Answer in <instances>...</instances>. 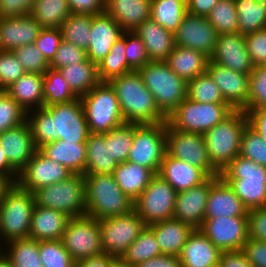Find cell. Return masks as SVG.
<instances>
[{
    "label": "cell",
    "mask_w": 266,
    "mask_h": 267,
    "mask_svg": "<svg viewBox=\"0 0 266 267\" xmlns=\"http://www.w3.org/2000/svg\"><path fill=\"white\" fill-rule=\"evenodd\" d=\"M32 111L27 112L26 121L37 149L57 140L74 144L88 140L90 131L80 97Z\"/></svg>",
    "instance_id": "cell-1"
},
{
    "label": "cell",
    "mask_w": 266,
    "mask_h": 267,
    "mask_svg": "<svg viewBox=\"0 0 266 267\" xmlns=\"http://www.w3.org/2000/svg\"><path fill=\"white\" fill-rule=\"evenodd\" d=\"M108 83L117 95L125 123L142 125L166 122L167 117L159 110L138 70L114 77Z\"/></svg>",
    "instance_id": "cell-2"
},
{
    "label": "cell",
    "mask_w": 266,
    "mask_h": 267,
    "mask_svg": "<svg viewBox=\"0 0 266 267\" xmlns=\"http://www.w3.org/2000/svg\"><path fill=\"white\" fill-rule=\"evenodd\" d=\"M86 214L97 220L125 215L133 210V200L119 187L113 174L84 175Z\"/></svg>",
    "instance_id": "cell-3"
},
{
    "label": "cell",
    "mask_w": 266,
    "mask_h": 267,
    "mask_svg": "<svg viewBox=\"0 0 266 267\" xmlns=\"http://www.w3.org/2000/svg\"><path fill=\"white\" fill-rule=\"evenodd\" d=\"M249 125L244 110H234L227 118L203 135L212 166L221 173L240 153L244 130Z\"/></svg>",
    "instance_id": "cell-4"
},
{
    "label": "cell",
    "mask_w": 266,
    "mask_h": 267,
    "mask_svg": "<svg viewBox=\"0 0 266 267\" xmlns=\"http://www.w3.org/2000/svg\"><path fill=\"white\" fill-rule=\"evenodd\" d=\"M220 177L248 210L266 207V167L238 155Z\"/></svg>",
    "instance_id": "cell-5"
},
{
    "label": "cell",
    "mask_w": 266,
    "mask_h": 267,
    "mask_svg": "<svg viewBox=\"0 0 266 267\" xmlns=\"http://www.w3.org/2000/svg\"><path fill=\"white\" fill-rule=\"evenodd\" d=\"M138 72L166 117L187 98V82L177 76L165 61H150Z\"/></svg>",
    "instance_id": "cell-6"
},
{
    "label": "cell",
    "mask_w": 266,
    "mask_h": 267,
    "mask_svg": "<svg viewBox=\"0 0 266 267\" xmlns=\"http://www.w3.org/2000/svg\"><path fill=\"white\" fill-rule=\"evenodd\" d=\"M34 208L33 193L13 183L0 205V241L28 238Z\"/></svg>",
    "instance_id": "cell-7"
},
{
    "label": "cell",
    "mask_w": 266,
    "mask_h": 267,
    "mask_svg": "<svg viewBox=\"0 0 266 267\" xmlns=\"http://www.w3.org/2000/svg\"><path fill=\"white\" fill-rule=\"evenodd\" d=\"M81 98L90 133L104 134L124 124L114 89L100 82Z\"/></svg>",
    "instance_id": "cell-8"
},
{
    "label": "cell",
    "mask_w": 266,
    "mask_h": 267,
    "mask_svg": "<svg viewBox=\"0 0 266 267\" xmlns=\"http://www.w3.org/2000/svg\"><path fill=\"white\" fill-rule=\"evenodd\" d=\"M35 205L62 211L68 216L86 214L84 175L73 174L67 180L42 187L33 192Z\"/></svg>",
    "instance_id": "cell-9"
},
{
    "label": "cell",
    "mask_w": 266,
    "mask_h": 267,
    "mask_svg": "<svg viewBox=\"0 0 266 267\" xmlns=\"http://www.w3.org/2000/svg\"><path fill=\"white\" fill-rule=\"evenodd\" d=\"M233 111L228 104L200 103L186 98L167 117L166 123L178 131L204 134Z\"/></svg>",
    "instance_id": "cell-10"
},
{
    "label": "cell",
    "mask_w": 266,
    "mask_h": 267,
    "mask_svg": "<svg viewBox=\"0 0 266 267\" xmlns=\"http://www.w3.org/2000/svg\"><path fill=\"white\" fill-rule=\"evenodd\" d=\"M166 128V122L142 125L134 123V140L127 161L158 174L166 154Z\"/></svg>",
    "instance_id": "cell-11"
},
{
    "label": "cell",
    "mask_w": 266,
    "mask_h": 267,
    "mask_svg": "<svg viewBox=\"0 0 266 267\" xmlns=\"http://www.w3.org/2000/svg\"><path fill=\"white\" fill-rule=\"evenodd\" d=\"M177 191L156 174L144 191L133 201V210L148 226L171 219L174 214Z\"/></svg>",
    "instance_id": "cell-12"
},
{
    "label": "cell",
    "mask_w": 266,
    "mask_h": 267,
    "mask_svg": "<svg viewBox=\"0 0 266 267\" xmlns=\"http://www.w3.org/2000/svg\"><path fill=\"white\" fill-rule=\"evenodd\" d=\"M146 226L134 210L125 215L100 219L103 252L120 260Z\"/></svg>",
    "instance_id": "cell-13"
},
{
    "label": "cell",
    "mask_w": 266,
    "mask_h": 267,
    "mask_svg": "<svg viewBox=\"0 0 266 267\" xmlns=\"http://www.w3.org/2000/svg\"><path fill=\"white\" fill-rule=\"evenodd\" d=\"M61 241L75 261L104 253L99 220L87 215L70 218Z\"/></svg>",
    "instance_id": "cell-14"
},
{
    "label": "cell",
    "mask_w": 266,
    "mask_h": 267,
    "mask_svg": "<svg viewBox=\"0 0 266 267\" xmlns=\"http://www.w3.org/2000/svg\"><path fill=\"white\" fill-rule=\"evenodd\" d=\"M166 153L169 156L200 168L209 177L220 176V173L210 162L201 133L178 131L167 125Z\"/></svg>",
    "instance_id": "cell-15"
},
{
    "label": "cell",
    "mask_w": 266,
    "mask_h": 267,
    "mask_svg": "<svg viewBox=\"0 0 266 267\" xmlns=\"http://www.w3.org/2000/svg\"><path fill=\"white\" fill-rule=\"evenodd\" d=\"M199 230L220 250H242L248 240V217H227L204 219Z\"/></svg>",
    "instance_id": "cell-16"
},
{
    "label": "cell",
    "mask_w": 266,
    "mask_h": 267,
    "mask_svg": "<svg viewBox=\"0 0 266 267\" xmlns=\"http://www.w3.org/2000/svg\"><path fill=\"white\" fill-rule=\"evenodd\" d=\"M73 173L64 165L45 156L39 149L19 171L16 183L33 193L60 181L67 180Z\"/></svg>",
    "instance_id": "cell-17"
},
{
    "label": "cell",
    "mask_w": 266,
    "mask_h": 267,
    "mask_svg": "<svg viewBox=\"0 0 266 267\" xmlns=\"http://www.w3.org/2000/svg\"><path fill=\"white\" fill-rule=\"evenodd\" d=\"M217 31L207 17L187 13L174 33L175 45L204 53L209 58L217 43Z\"/></svg>",
    "instance_id": "cell-18"
},
{
    "label": "cell",
    "mask_w": 266,
    "mask_h": 267,
    "mask_svg": "<svg viewBox=\"0 0 266 267\" xmlns=\"http://www.w3.org/2000/svg\"><path fill=\"white\" fill-rule=\"evenodd\" d=\"M219 177L211 176L198 186L177 192L172 218L190 225L193 229H199L205 217L210 186Z\"/></svg>",
    "instance_id": "cell-19"
},
{
    "label": "cell",
    "mask_w": 266,
    "mask_h": 267,
    "mask_svg": "<svg viewBox=\"0 0 266 267\" xmlns=\"http://www.w3.org/2000/svg\"><path fill=\"white\" fill-rule=\"evenodd\" d=\"M209 60L242 74L250 75L254 69L246 48L245 35L239 32L218 35Z\"/></svg>",
    "instance_id": "cell-20"
},
{
    "label": "cell",
    "mask_w": 266,
    "mask_h": 267,
    "mask_svg": "<svg viewBox=\"0 0 266 267\" xmlns=\"http://www.w3.org/2000/svg\"><path fill=\"white\" fill-rule=\"evenodd\" d=\"M221 90L233 110H243L248 104L249 75L208 61L206 71Z\"/></svg>",
    "instance_id": "cell-21"
},
{
    "label": "cell",
    "mask_w": 266,
    "mask_h": 267,
    "mask_svg": "<svg viewBox=\"0 0 266 267\" xmlns=\"http://www.w3.org/2000/svg\"><path fill=\"white\" fill-rule=\"evenodd\" d=\"M43 27L30 14L0 18V51L34 44Z\"/></svg>",
    "instance_id": "cell-22"
},
{
    "label": "cell",
    "mask_w": 266,
    "mask_h": 267,
    "mask_svg": "<svg viewBox=\"0 0 266 267\" xmlns=\"http://www.w3.org/2000/svg\"><path fill=\"white\" fill-rule=\"evenodd\" d=\"M123 33L122 27L106 12L92 15L90 44L86 50L88 59L98 64Z\"/></svg>",
    "instance_id": "cell-23"
},
{
    "label": "cell",
    "mask_w": 266,
    "mask_h": 267,
    "mask_svg": "<svg viewBox=\"0 0 266 267\" xmlns=\"http://www.w3.org/2000/svg\"><path fill=\"white\" fill-rule=\"evenodd\" d=\"M0 146L9 163L19 172L33 157L37 148L28 122L0 134Z\"/></svg>",
    "instance_id": "cell-24"
},
{
    "label": "cell",
    "mask_w": 266,
    "mask_h": 267,
    "mask_svg": "<svg viewBox=\"0 0 266 267\" xmlns=\"http://www.w3.org/2000/svg\"><path fill=\"white\" fill-rule=\"evenodd\" d=\"M248 209L231 187L219 177L211 186L204 219L247 216Z\"/></svg>",
    "instance_id": "cell-25"
},
{
    "label": "cell",
    "mask_w": 266,
    "mask_h": 267,
    "mask_svg": "<svg viewBox=\"0 0 266 267\" xmlns=\"http://www.w3.org/2000/svg\"><path fill=\"white\" fill-rule=\"evenodd\" d=\"M221 252L199 229L189 235L179 259L182 267H214Z\"/></svg>",
    "instance_id": "cell-26"
},
{
    "label": "cell",
    "mask_w": 266,
    "mask_h": 267,
    "mask_svg": "<svg viewBox=\"0 0 266 267\" xmlns=\"http://www.w3.org/2000/svg\"><path fill=\"white\" fill-rule=\"evenodd\" d=\"M177 192L205 182L209 176L200 168L165 154L159 173Z\"/></svg>",
    "instance_id": "cell-27"
},
{
    "label": "cell",
    "mask_w": 266,
    "mask_h": 267,
    "mask_svg": "<svg viewBox=\"0 0 266 267\" xmlns=\"http://www.w3.org/2000/svg\"><path fill=\"white\" fill-rule=\"evenodd\" d=\"M142 40L150 61H165L175 47L174 34L151 18L133 30Z\"/></svg>",
    "instance_id": "cell-28"
},
{
    "label": "cell",
    "mask_w": 266,
    "mask_h": 267,
    "mask_svg": "<svg viewBox=\"0 0 266 267\" xmlns=\"http://www.w3.org/2000/svg\"><path fill=\"white\" fill-rule=\"evenodd\" d=\"M70 218L62 211L35 205L28 238L37 241L61 240Z\"/></svg>",
    "instance_id": "cell-29"
},
{
    "label": "cell",
    "mask_w": 266,
    "mask_h": 267,
    "mask_svg": "<svg viewBox=\"0 0 266 267\" xmlns=\"http://www.w3.org/2000/svg\"><path fill=\"white\" fill-rule=\"evenodd\" d=\"M154 232L156 241L162 254L179 256L189 235L194 229L174 218L166 219L148 225Z\"/></svg>",
    "instance_id": "cell-30"
},
{
    "label": "cell",
    "mask_w": 266,
    "mask_h": 267,
    "mask_svg": "<svg viewBox=\"0 0 266 267\" xmlns=\"http://www.w3.org/2000/svg\"><path fill=\"white\" fill-rule=\"evenodd\" d=\"M151 0H106L105 12L124 31H133L150 18Z\"/></svg>",
    "instance_id": "cell-31"
},
{
    "label": "cell",
    "mask_w": 266,
    "mask_h": 267,
    "mask_svg": "<svg viewBox=\"0 0 266 267\" xmlns=\"http://www.w3.org/2000/svg\"><path fill=\"white\" fill-rule=\"evenodd\" d=\"M39 150L51 160L64 165L73 174L84 175L87 149L86 143L57 140L44 144Z\"/></svg>",
    "instance_id": "cell-32"
},
{
    "label": "cell",
    "mask_w": 266,
    "mask_h": 267,
    "mask_svg": "<svg viewBox=\"0 0 266 267\" xmlns=\"http://www.w3.org/2000/svg\"><path fill=\"white\" fill-rule=\"evenodd\" d=\"M209 57L204 53L175 45L165 62L168 67L186 82L205 74Z\"/></svg>",
    "instance_id": "cell-33"
},
{
    "label": "cell",
    "mask_w": 266,
    "mask_h": 267,
    "mask_svg": "<svg viewBox=\"0 0 266 267\" xmlns=\"http://www.w3.org/2000/svg\"><path fill=\"white\" fill-rule=\"evenodd\" d=\"M44 75L26 72L5 90L26 113L44 107ZM33 108V109H32Z\"/></svg>",
    "instance_id": "cell-34"
},
{
    "label": "cell",
    "mask_w": 266,
    "mask_h": 267,
    "mask_svg": "<svg viewBox=\"0 0 266 267\" xmlns=\"http://www.w3.org/2000/svg\"><path fill=\"white\" fill-rule=\"evenodd\" d=\"M86 149L84 175L113 174L118 163L111 156L110 143H106V133H90L86 141Z\"/></svg>",
    "instance_id": "cell-35"
},
{
    "label": "cell",
    "mask_w": 266,
    "mask_h": 267,
    "mask_svg": "<svg viewBox=\"0 0 266 267\" xmlns=\"http://www.w3.org/2000/svg\"><path fill=\"white\" fill-rule=\"evenodd\" d=\"M155 175L151 169L129 161L118 163L113 171L115 181L133 201L144 191Z\"/></svg>",
    "instance_id": "cell-36"
},
{
    "label": "cell",
    "mask_w": 266,
    "mask_h": 267,
    "mask_svg": "<svg viewBox=\"0 0 266 267\" xmlns=\"http://www.w3.org/2000/svg\"><path fill=\"white\" fill-rule=\"evenodd\" d=\"M58 70L77 97H82L101 82L97 64L90 59L76 65L61 67Z\"/></svg>",
    "instance_id": "cell-37"
},
{
    "label": "cell",
    "mask_w": 266,
    "mask_h": 267,
    "mask_svg": "<svg viewBox=\"0 0 266 267\" xmlns=\"http://www.w3.org/2000/svg\"><path fill=\"white\" fill-rule=\"evenodd\" d=\"M187 13V0H151L150 18L173 34Z\"/></svg>",
    "instance_id": "cell-38"
},
{
    "label": "cell",
    "mask_w": 266,
    "mask_h": 267,
    "mask_svg": "<svg viewBox=\"0 0 266 267\" xmlns=\"http://www.w3.org/2000/svg\"><path fill=\"white\" fill-rule=\"evenodd\" d=\"M126 31L111 47L110 52L97 64L98 76L101 82L134 71L125 57Z\"/></svg>",
    "instance_id": "cell-39"
},
{
    "label": "cell",
    "mask_w": 266,
    "mask_h": 267,
    "mask_svg": "<svg viewBox=\"0 0 266 267\" xmlns=\"http://www.w3.org/2000/svg\"><path fill=\"white\" fill-rule=\"evenodd\" d=\"M71 14L68 0H35L30 12L43 28H60Z\"/></svg>",
    "instance_id": "cell-40"
},
{
    "label": "cell",
    "mask_w": 266,
    "mask_h": 267,
    "mask_svg": "<svg viewBox=\"0 0 266 267\" xmlns=\"http://www.w3.org/2000/svg\"><path fill=\"white\" fill-rule=\"evenodd\" d=\"M239 33L246 35L266 28V7L263 0H234Z\"/></svg>",
    "instance_id": "cell-41"
},
{
    "label": "cell",
    "mask_w": 266,
    "mask_h": 267,
    "mask_svg": "<svg viewBox=\"0 0 266 267\" xmlns=\"http://www.w3.org/2000/svg\"><path fill=\"white\" fill-rule=\"evenodd\" d=\"M161 254L154 232L146 226L140 235L130 244L119 261L126 265L137 266L141 262Z\"/></svg>",
    "instance_id": "cell-42"
},
{
    "label": "cell",
    "mask_w": 266,
    "mask_h": 267,
    "mask_svg": "<svg viewBox=\"0 0 266 267\" xmlns=\"http://www.w3.org/2000/svg\"><path fill=\"white\" fill-rule=\"evenodd\" d=\"M7 245V246H6ZM3 252L14 267H42L39 255V241L31 238L12 240L6 243Z\"/></svg>",
    "instance_id": "cell-43"
},
{
    "label": "cell",
    "mask_w": 266,
    "mask_h": 267,
    "mask_svg": "<svg viewBox=\"0 0 266 267\" xmlns=\"http://www.w3.org/2000/svg\"><path fill=\"white\" fill-rule=\"evenodd\" d=\"M91 26V14L72 13L60 27L62 40L87 50L90 44Z\"/></svg>",
    "instance_id": "cell-44"
},
{
    "label": "cell",
    "mask_w": 266,
    "mask_h": 267,
    "mask_svg": "<svg viewBox=\"0 0 266 267\" xmlns=\"http://www.w3.org/2000/svg\"><path fill=\"white\" fill-rule=\"evenodd\" d=\"M43 75L44 107L52 104L67 103L78 98L72 92L59 70L49 68Z\"/></svg>",
    "instance_id": "cell-45"
},
{
    "label": "cell",
    "mask_w": 266,
    "mask_h": 267,
    "mask_svg": "<svg viewBox=\"0 0 266 267\" xmlns=\"http://www.w3.org/2000/svg\"><path fill=\"white\" fill-rule=\"evenodd\" d=\"M187 98L200 103L227 104L221 90L207 72L187 82Z\"/></svg>",
    "instance_id": "cell-46"
},
{
    "label": "cell",
    "mask_w": 266,
    "mask_h": 267,
    "mask_svg": "<svg viewBox=\"0 0 266 267\" xmlns=\"http://www.w3.org/2000/svg\"><path fill=\"white\" fill-rule=\"evenodd\" d=\"M237 15L234 0H219L207 18L217 34L221 35L239 32Z\"/></svg>",
    "instance_id": "cell-47"
},
{
    "label": "cell",
    "mask_w": 266,
    "mask_h": 267,
    "mask_svg": "<svg viewBox=\"0 0 266 267\" xmlns=\"http://www.w3.org/2000/svg\"><path fill=\"white\" fill-rule=\"evenodd\" d=\"M134 140V123H124L106 133V143H110L111 156L117 163L127 161Z\"/></svg>",
    "instance_id": "cell-48"
},
{
    "label": "cell",
    "mask_w": 266,
    "mask_h": 267,
    "mask_svg": "<svg viewBox=\"0 0 266 267\" xmlns=\"http://www.w3.org/2000/svg\"><path fill=\"white\" fill-rule=\"evenodd\" d=\"M42 267H75V260L61 240L39 241Z\"/></svg>",
    "instance_id": "cell-49"
},
{
    "label": "cell",
    "mask_w": 266,
    "mask_h": 267,
    "mask_svg": "<svg viewBox=\"0 0 266 267\" xmlns=\"http://www.w3.org/2000/svg\"><path fill=\"white\" fill-rule=\"evenodd\" d=\"M26 119V111L8 93L0 91V134L20 126Z\"/></svg>",
    "instance_id": "cell-50"
},
{
    "label": "cell",
    "mask_w": 266,
    "mask_h": 267,
    "mask_svg": "<svg viewBox=\"0 0 266 267\" xmlns=\"http://www.w3.org/2000/svg\"><path fill=\"white\" fill-rule=\"evenodd\" d=\"M239 155L266 167V141L249 125L243 132Z\"/></svg>",
    "instance_id": "cell-51"
},
{
    "label": "cell",
    "mask_w": 266,
    "mask_h": 267,
    "mask_svg": "<svg viewBox=\"0 0 266 267\" xmlns=\"http://www.w3.org/2000/svg\"><path fill=\"white\" fill-rule=\"evenodd\" d=\"M266 108V65L256 66L249 75L248 104L243 109Z\"/></svg>",
    "instance_id": "cell-52"
},
{
    "label": "cell",
    "mask_w": 266,
    "mask_h": 267,
    "mask_svg": "<svg viewBox=\"0 0 266 267\" xmlns=\"http://www.w3.org/2000/svg\"><path fill=\"white\" fill-rule=\"evenodd\" d=\"M25 72L44 74L49 69V62L35 44L23 45L13 50Z\"/></svg>",
    "instance_id": "cell-53"
},
{
    "label": "cell",
    "mask_w": 266,
    "mask_h": 267,
    "mask_svg": "<svg viewBox=\"0 0 266 267\" xmlns=\"http://www.w3.org/2000/svg\"><path fill=\"white\" fill-rule=\"evenodd\" d=\"M25 69L13 51H0V91H5L24 74Z\"/></svg>",
    "instance_id": "cell-54"
},
{
    "label": "cell",
    "mask_w": 266,
    "mask_h": 267,
    "mask_svg": "<svg viewBox=\"0 0 266 267\" xmlns=\"http://www.w3.org/2000/svg\"><path fill=\"white\" fill-rule=\"evenodd\" d=\"M87 59L86 50L62 40L54 58L49 63V68L58 70L61 67L79 64Z\"/></svg>",
    "instance_id": "cell-55"
},
{
    "label": "cell",
    "mask_w": 266,
    "mask_h": 267,
    "mask_svg": "<svg viewBox=\"0 0 266 267\" xmlns=\"http://www.w3.org/2000/svg\"><path fill=\"white\" fill-rule=\"evenodd\" d=\"M125 57L134 70L150 62L144 43L133 31H126Z\"/></svg>",
    "instance_id": "cell-56"
},
{
    "label": "cell",
    "mask_w": 266,
    "mask_h": 267,
    "mask_svg": "<svg viewBox=\"0 0 266 267\" xmlns=\"http://www.w3.org/2000/svg\"><path fill=\"white\" fill-rule=\"evenodd\" d=\"M246 48L252 64L266 65V28L245 35Z\"/></svg>",
    "instance_id": "cell-57"
},
{
    "label": "cell",
    "mask_w": 266,
    "mask_h": 267,
    "mask_svg": "<svg viewBox=\"0 0 266 267\" xmlns=\"http://www.w3.org/2000/svg\"><path fill=\"white\" fill-rule=\"evenodd\" d=\"M62 41L60 28H43L35 40V45L50 63Z\"/></svg>",
    "instance_id": "cell-58"
},
{
    "label": "cell",
    "mask_w": 266,
    "mask_h": 267,
    "mask_svg": "<svg viewBox=\"0 0 266 267\" xmlns=\"http://www.w3.org/2000/svg\"><path fill=\"white\" fill-rule=\"evenodd\" d=\"M248 238L266 242V207L248 210Z\"/></svg>",
    "instance_id": "cell-59"
},
{
    "label": "cell",
    "mask_w": 266,
    "mask_h": 267,
    "mask_svg": "<svg viewBox=\"0 0 266 267\" xmlns=\"http://www.w3.org/2000/svg\"><path fill=\"white\" fill-rule=\"evenodd\" d=\"M246 259L254 267H266V242L248 238L242 248Z\"/></svg>",
    "instance_id": "cell-60"
},
{
    "label": "cell",
    "mask_w": 266,
    "mask_h": 267,
    "mask_svg": "<svg viewBox=\"0 0 266 267\" xmlns=\"http://www.w3.org/2000/svg\"><path fill=\"white\" fill-rule=\"evenodd\" d=\"M35 0H0V18L29 15Z\"/></svg>",
    "instance_id": "cell-61"
},
{
    "label": "cell",
    "mask_w": 266,
    "mask_h": 267,
    "mask_svg": "<svg viewBox=\"0 0 266 267\" xmlns=\"http://www.w3.org/2000/svg\"><path fill=\"white\" fill-rule=\"evenodd\" d=\"M72 13L96 15L105 12L106 0H68Z\"/></svg>",
    "instance_id": "cell-62"
},
{
    "label": "cell",
    "mask_w": 266,
    "mask_h": 267,
    "mask_svg": "<svg viewBox=\"0 0 266 267\" xmlns=\"http://www.w3.org/2000/svg\"><path fill=\"white\" fill-rule=\"evenodd\" d=\"M220 267H254L242 250L222 251L219 259Z\"/></svg>",
    "instance_id": "cell-63"
},
{
    "label": "cell",
    "mask_w": 266,
    "mask_h": 267,
    "mask_svg": "<svg viewBox=\"0 0 266 267\" xmlns=\"http://www.w3.org/2000/svg\"><path fill=\"white\" fill-rule=\"evenodd\" d=\"M246 114L249 126L266 141V108L251 109Z\"/></svg>",
    "instance_id": "cell-64"
},
{
    "label": "cell",
    "mask_w": 266,
    "mask_h": 267,
    "mask_svg": "<svg viewBox=\"0 0 266 267\" xmlns=\"http://www.w3.org/2000/svg\"><path fill=\"white\" fill-rule=\"evenodd\" d=\"M117 259L106 253L75 261V267H115Z\"/></svg>",
    "instance_id": "cell-65"
},
{
    "label": "cell",
    "mask_w": 266,
    "mask_h": 267,
    "mask_svg": "<svg viewBox=\"0 0 266 267\" xmlns=\"http://www.w3.org/2000/svg\"><path fill=\"white\" fill-rule=\"evenodd\" d=\"M137 267H182L179 256L161 254L141 262Z\"/></svg>",
    "instance_id": "cell-66"
},
{
    "label": "cell",
    "mask_w": 266,
    "mask_h": 267,
    "mask_svg": "<svg viewBox=\"0 0 266 267\" xmlns=\"http://www.w3.org/2000/svg\"><path fill=\"white\" fill-rule=\"evenodd\" d=\"M219 0H187V12L192 15L207 17Z\"/></svg>",
    "instance_id": "cell-67"
},
{
    "label": "cell",
    "mask_w": 266,
    "mask_h": 267,
    "mask_svg": "<svg viewBox=\"0 0 266 267\" xmlns=\"http://www.w3.org/2000/svg\"><path fill=\"white\" fill-rule=\"evenodd\" d=\"M19 172L9 163L0 146V175L16 183Z\"/></svg>",
    "instance_id": "cell-68"
},
{
    "label": "cell",
    "mask_w": 266,
    "mask_h": 267,
    "mask_svg": "<svg viewBox=\"0 0 266 267\" xmlns=\"http://www.w3.org/2000/svg\"><path fill=\"white\" fill-rule=\"evenodd\" d=\"M13 182L0 175V205L4 199L7 190L12 186Z\"/></svg>",
    "instance_id": "cell-69"
},
{
    "label": "cell",
    "mask_w": 266,
    "mask_h": 267,
    "mask_svg": "<svg viewBox=\"0 0 266 267\" xmlns=\"http://www.w3.org/2000/svg\"><path fill=\"white\" fill-rule=\"evenodd\" d=\"M0 267H14L6 255L0 251Z\"/></svg>",
    "instance_id": "cell-70"
},
{
    "label": "cell",
    "mask_w": 266,
    "mask_h": 267,
    "mask_svg": "<svg viewBox=\"0 0 266 267\" xmlns=\"http://www.w3.org/2000/svg\"><path fill=\"white\" fill-rule=\"evenodd\" d=\"M115 267H137V266H130V265H126L122 262H120L119 260L117 261Z\"/></svg>",
    "instance_id": "cell-71"
}]
</instances>
